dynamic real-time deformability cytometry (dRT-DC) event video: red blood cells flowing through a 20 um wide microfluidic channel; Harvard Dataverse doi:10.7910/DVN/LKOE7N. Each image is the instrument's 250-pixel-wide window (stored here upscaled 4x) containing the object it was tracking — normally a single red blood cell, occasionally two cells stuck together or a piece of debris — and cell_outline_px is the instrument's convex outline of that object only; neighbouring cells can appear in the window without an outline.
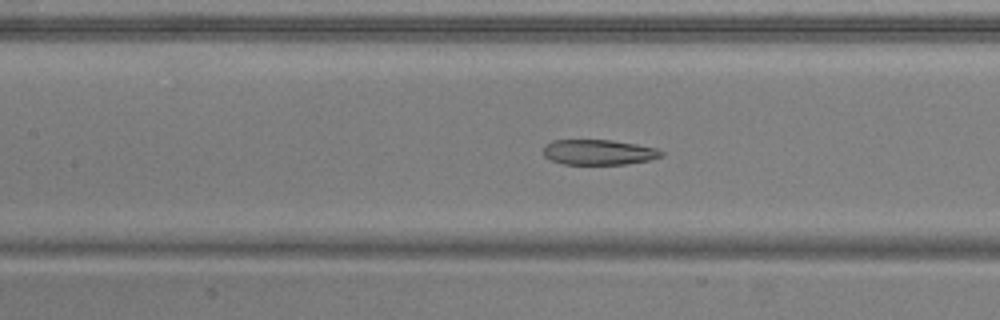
{"species": "common noctule bat (a hibernating species)", "species_latin": "Nyctalus noctula", "temperature_condition": "warm", "stored_images_in_passage": 50, "camera_frame_rate_fps": 3000, "um_per_image_px": 0.085, "animal": {"sex": "male", "body_mass_g": 20.5, "forearm_length_mm": 52.5}, "frame": {"image": 1, "passage_image": 21, "time_ms": 6.667, "image_size_px": [1000, 320], "cell_outline_px": [[664, 156], [648, 160], [628, 164], [564, 164], [552, 160], [544, 156], [544, 144], [552, 140], [612, 140], [636, 144], [656, 148], [664, 152]], "centroid_in_image_um": [50.89, 12.93], "position_along_channel_um": 156.5, "area_um2": 17.4}}
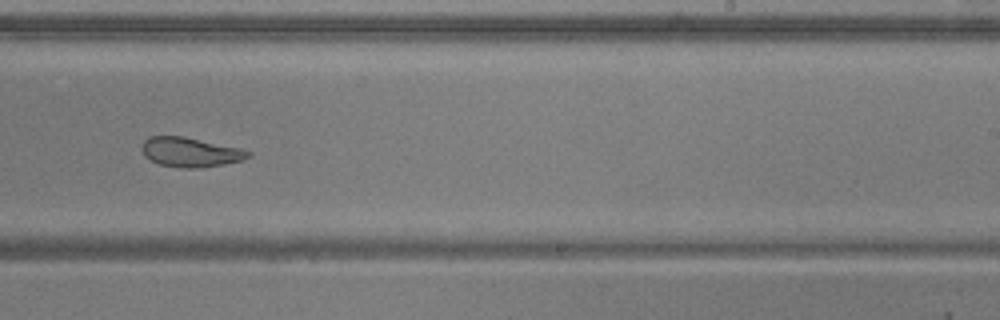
{"frame": {"image": 2, "passage_image": 30, "time_ms": 9.667, "image_size_px": [1000, 320], "cell_outline_px": [[252, 156], [244, 160], [224, 164], [200, 168], [184, 168], [160, 164], [144, 156], [140, 148], [144, 140], [148, 136], [184, 136], [240, 148], [252, 152]], "centroid_in_image_um": [16.19, 12.93], "position_along_channel_um": 272.8, "area_um2": 18.44}}
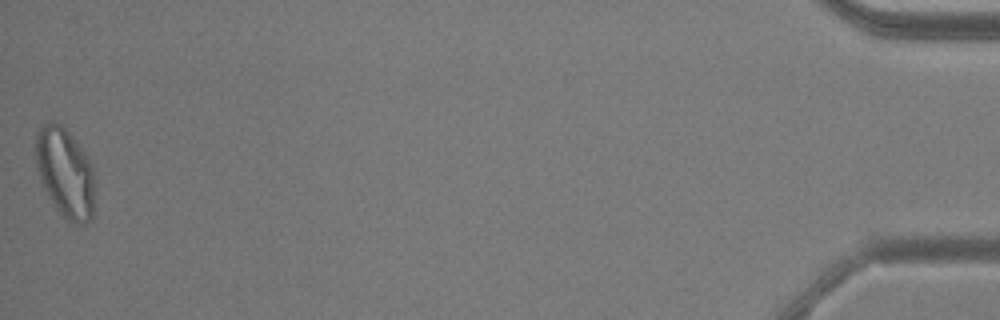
{"frame": {"image": 3, "passage_image": 50, "time_ms": 16.333, "image_size_px": [1000, 320], "cell_outline_px": [[92, 220], [84, 224], [68, 224], [56, 208], [44, 188], [40, 180], [36, 164], [36, 132], [40, 124], [48, 120], [52, 120], [60, 124], [76, 140], [88, 160], [92, 168]], "centroid_in_image_um": [5.49, 14.67], "position_along_channel_um": 429.7, "area_um2": 30.63}, "authors_computed_cell_mechanics": {"area_um2": 22.7443, "velocity_mm_per_s": 3.8947, "shape_relaxation_time_tau1_ms": 8.9349, "shape_relaxation_time_tau2_ms": 3.1317, "deformation_change_tau1": 0.2477, "deformation_change_tau2": 0.1111}}